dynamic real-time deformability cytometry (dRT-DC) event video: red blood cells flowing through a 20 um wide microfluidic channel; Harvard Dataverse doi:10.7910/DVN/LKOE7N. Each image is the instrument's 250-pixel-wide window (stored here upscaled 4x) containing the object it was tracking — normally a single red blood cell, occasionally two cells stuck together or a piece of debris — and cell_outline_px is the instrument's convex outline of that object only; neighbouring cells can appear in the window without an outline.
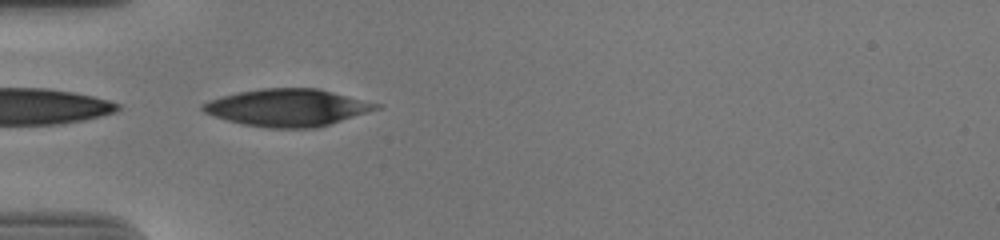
{"species": "human", "species_latin": "Homo sapiens", "temperature_condition": "cold", "stored_images_in_passage": 39, "camera_frame_rate_fps": 3000, "um_per_image_px": 0.085, "donor": {"sex": "male"}, "frame": {"image": 1, "passage_image": 1, "time_ms": 0.0, "image_size_px": [1000, 240], "cell_outline_px": [[380, 108], [316, 128], [268, 128], [244, 124], [228, 120], [204, 112], [200, 108], [200, 104], [208, 100], [240, 92], [264, 88], [316, 88], [380, 104]], "centroid_in_image_um": [24.41, 9.15], "position_along_channel_um": 60.6, "area_um2": 37.05}}
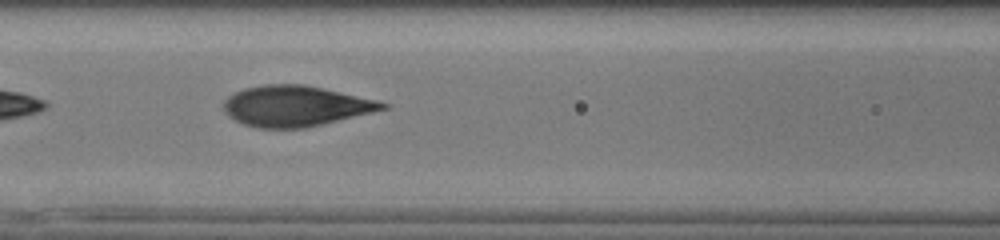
{"frame": {"image": 2, "passage_image": 8, "time_ms": 2.333, "image_size_px": [1000, 240], "cell_outline_px": [[388, 108], [372, 112], [304, 128], [260, 128], [244, 124], [228, 116], [224, 112], [224, 100], [228, 96], [244, 88], [264, 84], [304, 84], [376, 100], [388, 104]], "centroid_in_image_um": [25.08, 9.01], "position_along_channel_um": 141.5, "area_um2": 37.22}}
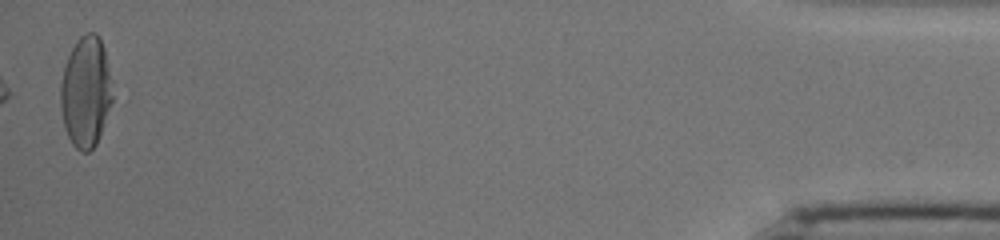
{"frame": {"image": 3, "passage_image": 38, "time_ms": 12.333, "image_size_px": [1000, 240], "cell_outline_px": [[112, 100], [96, 144], [88, 152], [80, 152], [72, 144], [64, 128], [60, 108], [60, 84], [64, 68], [68, 56], [76, 40], [80, 36], [88, 32], [96, 32], [100, 36], [104, 48], [112, 96]], "centroid_in_image_um": [7.25, 7.81], "position_along_channel_um": 427.9, "area_um2": 33.23}, "authors_computed_cell_mechanics": {"area_um2": 37.6278, "velocity_mm_per_s": 3.6836, "shape_relaxation_time_tau1_ms": 4.6994, "shape_relaxation_time_tau2_ms": null, "deformation_change_tau1": 0.1998, "deformation_change_tau2": null}}